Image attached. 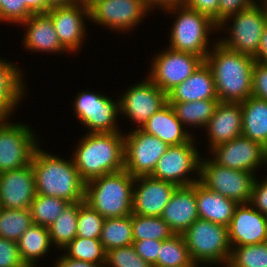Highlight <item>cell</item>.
Masks as SVG:
<instances>
[{"label":"cell","mask_w":267,"mask_h":267,"mask_svg":"<svg viewBox=\"0 0 267 267\" xmlns=\"http://www.w3.org/2000/svg\"><path fill=\"white\" fill-rule=\"evenodd\" d=\"M205 62L213 73L220 102H243L252 93L255 58L225 48L218 41L213 44Z\"/></svg>","instance_id":"cell-1"},{"label":"cell","mask_w":267,"mask_h":267,"mask_svg":"<svg viewBox=\"0 0 267 267\" xmlns=\"http://www.w3.org/2000/svg\"><path fill=\"white\" fill-rule=\"evenodd\" d=\"M40 147L31 160L36 194L61 198L70 203L85 201V181L80 177L73 158L64 160Z\"/></svg>","instance_id":"cell-2"},{"label":"cell","mask_w":267,"mask_h":267,"mask_svg":"<svg viewBox=\"0 0 267 267\" xmlns=\"http://www.w3.org/2000/svg\"><path fill=\"white\" fill-rule=\"evenodd\" d=\"M86 133L72 155L80 177L89 181L124 169V134Z\"/></svg>","instance_id":"cell-3"},{"label":"cell","mask_w":267,"mask_h":267,"mask_svg":"<svg viewBox=\"0 0 267 267\" xmlns=\"http://www.w3.org/2000/svg\"><path fill=\"white\" fill-rule=\"evenodd\" d=\"M135 177L125 169L85 182V202L104 218L132 214Z\"/></svg>","instance_id":"cell-4"},{"label":"cell","mask_w":267,"mask_h":267,"mask_svg":"<svg viewBox=\"0 0 267 267\" xmlns=\"http://www.w3.org/2000/svg\"><path fill=\"white\" fill-rule=\"evenodd\" d=\"M176 14L171 29L170 46L168 48L192 53L204 61L210 52L209 34L218 29V25L207 15L187 8L185 5L174 6L165 10Z\"/></svg>","instance_id":"cell-5"},{"label":"cell","mask_w":267,"mask_h":267,"mask_svg":"<svg viewBox=\"0 0 267 267\" xmlns=\"http://www.w3.org/2000/svg\"><path fill=\"white\" fill-rule=\"evenodd\" d=\"M182 235L194 264L227 266L232 249L228 227L198 218Z\"/></svg>","instance_id":"cell-6"},{"label":"cell","mask_w":267,"mask_h":267,"mask_svg":"<svg viewBox=\"0 0 267 267\" xmlns=\"http://www.w3.org/2000/svg\"><path fill=\"white\" fill-rule=\"evenodd\" d=\"M229 20H233L231 27L227 24ZM266 24L264 11L257 2L256 5L225 18L218 25V30L226 28L229 35L217 41L227 49L255 57Z\"/></svg>","instance_id":"cell-7"},{"label":"cell","mask_w":267,"mask_h":267,"mask_svg":"<svg viewBox=\"0 0 267 267\" xmlns=\"http://www.w3.org/2000/svg\"><path fill=\"white\" fill-rule=\"evenodd\" d=\"M256 176L247 171L230 169L215 163L212 159L200 161V180L210 191L219 193L238 204L249 203Z\"/></svg>","instance_id":"cell-8"},{"label":"cell","mask_w":267,"mask_h":267,"mask_svg":"<svg viewBox=\"0 0 267 267\" xmlns=\"http://www.w3.org/2000/svg\"><path fill=\"white\" fill-rule=\"evenodd\" d=\"M194 144L192 137L187 143L169 146L150 176L177 186H188L199 182L201 155ZM191 172H197L198 179L190 177Z\"/></svg>","instance_id":"cell-9"},{"label":"cell","mask_w":267,"mask_h":267,"mask_svg":"<svg viewBox=\"0 0 267 267\" xmlns=\"http://www.w3.org/2000/svg\"><path fill=\"white\" fill-rule=\"evenodd\" d=\"M8 120L0 127V173L31 164L40 143L29 126Z\"/></svg>","instance_id":"cell-10"},{"label":"cell","mask_w":267,"mask_h":267,"mask_svg":"<svg viewBox=\"0 0 267 267\" xmlns=\"http://www.w3.org/2000/svg\"><path fill=\"white\" fill-rule=\"evenodd\" d=\"M116 101L99 93L79 92L73 102L74 112L81 124L89 129L88 133L120 132L116 125L120 107L119 100Z\"/></svg>","instance_id":"cell-11"},{"label":"cell","mask_w":267,"mask_h":267,"mask_svg":"<svg viewBox=\"0 0 267 267\" xmlns=\"http://www.w3.org/2000/svg\"><path fill=\"white\" fill-rule=\"evenodd\" d=\"M127 134L124 135V169L133 177L150 176L169 146L138 128Z\"/></svg>","instance_id":"cell-12"},{"label":"cell","mask_w":267,"mask_h":267,"mask_svg":"<svg viewBox=\"0 0 267 267\" xmlns=\"http://www.w3.org/2000/svg\"><path fill=\"white\" fill-rule=\"evenodd\" d=\"M203 62L195 54L167 48L152 60L148 78L167 94L192 75Z\"/></svg>","instance_id":"cell-13"},{"label":"cell","mask_w":267,"mask_h":267,"mask_svg":"<svg viewBox=\"0 0 267 267\" xmlns=\"http://www.w3.org/2000/svg\"><path fill=\"white\" fill-rule=\"evenodd\" d=\"M167 103V94L148 77L126 89L119 99L120 114L135 122L138 129Z\"/></svg>","instance_id":"cell-14"},{"label":"cell","mask_w":267,"mask_h":267,"mask_svg":"<svg viewBox=\"0 0 267 267\" xmlns=\"http://www.w3.org/2000/svg\"><path fill=\"white\" fill-rule=\"evenodd\" d=\"M212 160L220 166L254 173L261 165H267V149L243 135L214 146Z\"/></svg>","instance_id":"cell-15"},{"label":"cell","mask_w":267,"mask_h":267,"mask_svg":"<svg viewBox=\"0 0 267 267\" xmlns=\"http://www.w3.org/2000/svg\"><path fill=\"white\" fill-rule=\"evenodd\" d=\"M148 11L143 0H102L89 9V20L127 32L136 27Z\"/></svg>","instance_id":"cell-16"},{"label":"cell","mask_w":267,"mask_h":267,"mask_svg":"<svg viewBox=\"0 0 267 267\" xmlns=\"http://www.w3.org/2000/svg\"><path fill=\"white\" fill-rule=\"evenodd\" d=\"M46 14L52 19L62 46L70 52H77L85 39L84 16L89 19V10L82 4L53 6Z\"/></svg>","instance_id":"cell-17"},{"label":"cell","mask_w":267,"mask_h":267,"mask_svg":"<svg viewBox=\"0 0 267 267\" xmlns=\"http://www.w3.org/2000/svg\"><path fill=\"white\" fill-rule=\"evenodd\" d=\"M178 186L151 176L135 177L132 213L161 217L167 203Z\"/></svg>","instance_id":"cell-18"},{"label":"cell","mask_w":267,"mask_h":267,"mask_svg":"<svg viewBox=\"0 0 267 267\" xmlns=\"http://www.w3.org/2000/svg\"><path fill=\"white\" fill-rule=\"evenodd\" d=\"M35 195V176L31 164L0 173V207L29 209Z\"/></svg>","instance_id":"cell-19"},{"label":"cell","mask_w":267,"mask_h":267,"mask_svg":"<svg viewBox=\"0 0 267 267\" xmlns=\"http://www.w3.org/2000/svg\"><path fill=\"white\" fill-rule=\"evenodd\" d=\"M231 246H244L267 242L266 215L250 203L238 204L228 226Z\"/></svg>","instance_id":"cell-20"},{"label":"cell","mask_w":267,"mask_h":267,"mask_svg":"<svg viewBox=\"0 0 267 267\" xmlns=\"http://www.w3.org/2000/svg\"><path fill=\"white\" fill-rule=\"evenodd\" d=\"M161 218L175 234H183L199 216L196 201V183L178 186L164 208Z\"/></svg>","instance_id":"cell-21"},{"label":"cell","mask_w":267,"mask_h":267,"mask_svg":"<svg viewBox=\"0 0 267 267\" xmlns=\"http://www.w3.org/2000/svg\"><path fill=\"white\" fill-rule=\"evenodd\" d=\"M210 150L242 135V111L238 102H219L205 127Z\"/></svg>","instance_id":"cell-22"},{"label":"cell","mask_w":267,"mask_h":267,"mask_svg":"<svg viewBox=\"0 0 267 267\" xmlns=\"http://www.w3.org/2000/svg\"><path fill=\"white\" fill-rule=\"evenodd\" d=\"M218 100L211 68L204 61L184 82L167 93L168 103Z\"/></svg>","instance_id":"cell-23"},{"label":"cell","mask_w":267,"mask_h":267,"mask_svg":"<svg viewBox=\"0 0 267 267\" xmlns=\"http://www.w3.org/2000/svg\"><path fill=\"white\" fill-rule=\"evenodd\" d=\"M27 26L23 44L32 52H68L60 43L52 19L46 13H33L19 26Z\"/></svg>","instance_id":"cell-24"},{"label":"cell","mask_w":267,"mask_h":267,"mask_svg":"<svg viewBox=\"0 0 267 267\" xmlns=\"http://www.w3.org/2000/svg\"><path fill=\"white\" fill-rule=\"evenodd\" d=\"M170 103H166L141 127L147 134L156 136L168 146L187 143L193 136L183 128Z\"/></svg>","instance_id":"cell-25"},{"label":"cell","mask_w":267,"mask_h":267,"mask_svg":"<svg viewBox=\"0 0 267 267\" xmlns=\"http://www.w3.org/2000/svg\"><path fill=\"white\" fill-rule=\"evenodd\" d=\"M197 212L201 219L229 226L238 203L196 182Z\"/></svg>","instance_id":"cell-26"},{"label":"cell","mask_w":267,"mask_h":267,"mask_svg":"<svg viewBox=\"0 0 267 267\" xmlns=\"http://www.w3.org/2000/svg\"><path fill=\"white\" fill-rule=\"evenodd\" d=\"M22 72L15 64L0 59V111L8 117L24 97L25 81Z\"/></svg>","instance_id":"cell-27"},{"label":"cell","mask_w":267,"mask_h":267,"mask_svg":"<svg viewBox=\"0 0 267 267\" xmlns=\"http://www.w3.org/2000/svg\"><path fill=\"white\" fill-rule=\"evenodd\" d=\"M240 104L242 135L267 149V101L250 96Z\"/></svg>","instance_id":"cell-28"},{"label":"cell","mask_w":267,"mask_h":267,"mask_svg":"<svg viewBox=\"0 0 267 267\" xmlns=\"http://www.w3.org/2000/svg\"><path fill=\"white\" fill-rule=\"evenodd\" d=\"M17 243L24 263L28 267H36L37 259L43 258L50 251L49 229L38 224H32L22 234Z\"/></svg>","instance_id":"cell-29"},{"label":"cell","mask_w":267,"mask_h":267,"mask_svg":"<svg viewBox=\"0 0 267 267\" xmlns=\"http://www.w3.org/2000/svg\"><path fill=\"white\" fill-rule=\"evenodd\" d=\"M219 102V100H201L170 103V105L183 126L186 124L194 128L198 126L205 128Z\"/></svg>","instance_id":"cell-30"},{"label":"cell","mask_w":267,"mask_h":267,"mask_svg":"<svg viewBox=\"0 0 267 267\" xmlns=\"http://www.w3.org/2000/svg\"><path fill=\"white\" fill-rule=\"evenodd\" d=\"M104 250L133 244L132 214L129 216L105 218L100 236Z\"/></svg>","instance_id":"cell-31"},{"label":"cell","mask_w":267,"mask_h":267,"mask_svg":"<svg viewBox=\"0 0 267 267\" xmlns=\"http://www.w3.org/2000/svg\"><path fill=\"white\" fill-rule=\"evenodd\" d=\"M79 202L69 203L56 220L48 227L51 244L63 249L75 237Z\"/></svg>","instance_id":"cell-32"},{"label":"cell","mask_w":267,"mask_h":267,"mask_svg":"<svg viewBox=\"0 0 267 267\" xmlns=\"http://www.w3.org/2000/svg\"><path fill=\"white\" fill-rule=\"evenodd\" d=\"M193 263L184 236L175 234L162 241L157 263L153 267H189Z\"/></svg>","instance_id":"cell-33"},{"label":"cell","mask_w":267,"mask_h":267,"mask_svg":"<svg viewBox=\"0 0 267 267\" xmlns=\"http://www.w3.org/2000/svg\"><path fill=\"white\" fill-rule=\"evenodd\" d=\"M132 230L134 241H141L144 239L163 241L175 235L167 222L161 217L143 216L133 213Z\"/></svg>","instance_id":"cell-34"},{"label":"cell","mask_w":267,"mask_h":267,"mask_svg":"<svg viewBox=\"0 0 267 267\" xmlns=\"http://www.w3.org/2000/svg\"><path fill=\"white\" fill-rule=\"evenodd\" d=\"M33 224L29 209L0 207V237L18 242L22 234Z\"/></svg>","instance_id":"cell-35"},{"label":"cell","mask_w":267,"mask_h":267,"mask_svg":"<svg viewBox=\"0 0 267 267\" xmlns=\"http://www.w3.org/2000/svg\"><path fill=\"white\" fill-rule=\"evenodd\" d=\"M64 250V254L75 260L91 262L105 267L106 254L100 239L75 237Z\"/></svg>","instance_id":"cell-36"},{"label":"cell","mask_w":267,"mask_h":267,"mask_svg":"<svg viewBox=\"0 0 267 267\" xmlns=\"http://www.w3.org/2000/svg\"><path fill=\"white\" fill-rule=\"evenodd\" d=\"M69 203L61 198L36 194L29 207L33 224L48 228Z\"/></svg>","instance_id":"cell-37"},{"label":"cell","mask_w":267,"mask_h":267,"mask_svg":"<svg viewBox=\"0 0 267 267\" xmlns=\"http://www.w3.org/2000/svg\"><path fill=\"white\" fill-rule=\"evenodd\" d=\"M226 267H267V242L232 246Z\"/></svg>","instance_id":"cell-38"},{"label":"cell","mask_w":267,"mask_h":267,"mask_svg":"<svg viewBox=\"0 0 267 267\" xmlns=\"http://www.w3.org/2000/svg\"><path fill=\"white\" fill-rule=\"evenodd\" d=\"M105 218L85 201L79 202L77 237L100 239Z\"/></svg>","instance_id":"cell-39"},{"label":"cell","mask_w":267,"mask_h":267,"mask_svg":"<svg viewBox=\"0 0 267 267\" xmlns=\"http://www.w3.org/2000/svg\"><path fill=\"white\" fill-rule=\"evenodd\" d=\"M153 267L143 260L135 251L133 245L117 247L106 254L105 267Z\"/></svg>","instance_id":"cell-40"},{"label":"cell","mask_w":267,"mask_h":267,"mask_svg":"<svg viewBox=\"0 0 267 267\" xmlns=\"http://www.w3.org/2000/svg\"><path fill=\"white\" fill-rule=\"evenodd\" d=\"M33 13L19 0H0V22L21 24Z\"/></svg>","instance_id":"cell-41"},{"label":"cell","mask_w":267,"mask_h":267,"mask_svg":"<svg viewBox=\"0 0 267 267\" xmlns=\"http://www.w3.org/2000/svg\"><path fill=\"white\" fill-rule=\"evenodd\" d=\"M0 267H28L22 260L17 242L0 237Z\"/></svg>","instance_id":"cell-42"},{"label":"cell","mask_w":267,"mask_h":267,"mask_svg":"<svg viewBox=\"0 0 267 267\" xmlns=\"http://www.w3.org/2000/svg\"><path fill=\"white\" fill-rule=\"evenodd\" d=\"M162 241L144 239L141 241H133V247L136 253L151 266L157 263V257L161 248Z\"/></svg>","instance_id":"cell-43"},{"label":"cell","mask_w":267,"mask_h":267,"mask_svg":"<svg viewBox=\"0 0 267 267\" xmlns=\"http://www.w3.org/2000/svg\"><path fill=\"white\" fill-rule=\"evenodd\" d=\"M252 79L251 96L267 101V65L256 61Z\"/></svg>","instance_id":"cell-44"},{"label":"cell","mask_w":267,"mask_h":267,"mask_svg":"<svg viewBox=\"0 0 267 267\" xmlns=\"http://www.w3.org/2000/svg\"><path fill=\"white\" fill-rule=\"evenodd\" d=\"M256 0H219L218 25L228 16L248 9L257 3Z\"/></svg>","instance_id":"cell-45"},{"label":"cell","mask_w":267,"mask_h":267,"mask_svg":"<svg viewBox=\"0 0 267 267\" xmlns=\"http://www.w3.org/2000/svg\"><path fill=\"white\" fill-rule=\"evenodd\" d=\"M249 203L261 214L267 216V177L260 182L255 178Z\"/></svg>","instance_id":"cell-46"},{"label":"cell","mask_w":267,"mask_h":267,"mask_svg":"<svg viewBox=\"0 0 267 267\" xmlns=\"http://www.w3.org/2000/svg\"><path fill=\"white\" fill-rule=\"evenodd\" d=\"M185 6L209 16L218 25L219 0H186Z\"/></svg>","instance_id":"cell-47"},{"label":"cell","mask_w":267,"mask_h":267,"mask_svg":"<svg viewBox=\"0 0 267 267\" xmlns=\"http://www.w3.org/2000/svg\"><path fill=\"white\" fill-rule=\"evenodd\" d=\"M56 265V266H55ZM55 267H101L98 264L75 260L67 257L65 254L56 260Z\"/></svg>","instance_id":"cell-48"},{"label":"cell","mask_w":267,"mask_h":267,"mask_svg":"<svg viewBox=\"0 0 267 267\" xmlns=\"http://www.w3.org/2000/svg\"><path fill=\"white\" fill-rule=\"evenodd\" d=\"M145 6L152 10L155 8H161L162 11L174 7V6H182L185 5L186 0H143ZM158 6V7H157Z\"/></svg>","instance_id":"cell-49"},{"label":"cell","mask_w":267,"mask_h":267,"mask_svg":"<svg viewBox=\"0 0 267 267\" xmlns=\"http://www.w3.org/2000/svg\"><path fill=\"white\" fill-rule=\"evenodd\" d=\"M254 58L257 62L267 65V24L263 30L259 51Z\"/></svg>","instance_id":"cell-50"},{"label":"cell","mask_w":267,"mask_h":267,"mask_svg":"<svg viewBox=\"0 0 267 267\" xmlns=\"http://www.w3.org/2000/svg\"><path fill=\"white\" fill-rule=\"evenodd\" d=\"M24 2L32 13H46V0H19Z\"/></svg>","instance_id":"cell-51"},{"label":"cell","mask_w":267,"mask_h":267,"mask_svg":"<svg viewBox=\"0 0 267 267\" xmlns=\"http://www.w3.org/2000/svg\"><path fill=\"white\" fill-rule=\"evenodd\" d=\"M79 3V0H46V11L53 6L72 5Z\"/></svg>","instance_id":"cell-52"},{"label":"cell","mask_w":267,"mask_h":267,"mask_svg":"<svg viewBox=\"0 0 267 267\" xmlns=\"http://www.w3.org/2000/svg\"><path fill=\"white\" fill-rule=\"evenodd\" d=\"M102 0H79V4H82L84 7H86L88 10Z\"/></svg>","instance_id":"cell-53"},{"label":"cell","mask_w":267,"mask_h":267,"mask_svg":"<svg viewBox=\"0 0 267 267\" xmlns=\"http://www.w3.org/2000/svg\"><path fill=\"white\" fill-rule=\"evenodd\" d=\"M262 2L260 5L264 11L265 17H266V22H267V0H260L259 4Z\"/></svg>","instance_id":"cell-54"},{"label":"cell","mask_w":267,"mask_h":267,"mask_svg":"<svg viewBox=\"0 0 267 267\" xmlns=\"http://www.w3.org/2000/svg\"><path fill=\"white\" fill-rule=\"evenodd\" d=\"M7 119H9V117L4 112L0 111V127Z\"/></svg>","instance_id":"cell-55"},{"label":"cell","mask_w":267,"mask_h":267,"mask_svg":"<svg viewBox=\"0 0 267 267\" xmlns=\"http://www.w3.org/2000/svg\"><path fill=\"white\" fill-rule=\"evenodd\" d=\"M189 267H199L197 264H192L191 266H189Z\"/></svg>","instance_id":"cell-56"},{"label":"cell","mask_w":267,"mask_h":267,"mask_svg":"<svg viewBox=\"0 0 267 267\" xmlns=\"http://www.w3.org/2000/svg\"><path fill=\"white\" fill-rule=\"evenodd\" d=\"M266 232H267V216H266Z\"/></svg>","instance_id":"cell-57"}]
</instances>
